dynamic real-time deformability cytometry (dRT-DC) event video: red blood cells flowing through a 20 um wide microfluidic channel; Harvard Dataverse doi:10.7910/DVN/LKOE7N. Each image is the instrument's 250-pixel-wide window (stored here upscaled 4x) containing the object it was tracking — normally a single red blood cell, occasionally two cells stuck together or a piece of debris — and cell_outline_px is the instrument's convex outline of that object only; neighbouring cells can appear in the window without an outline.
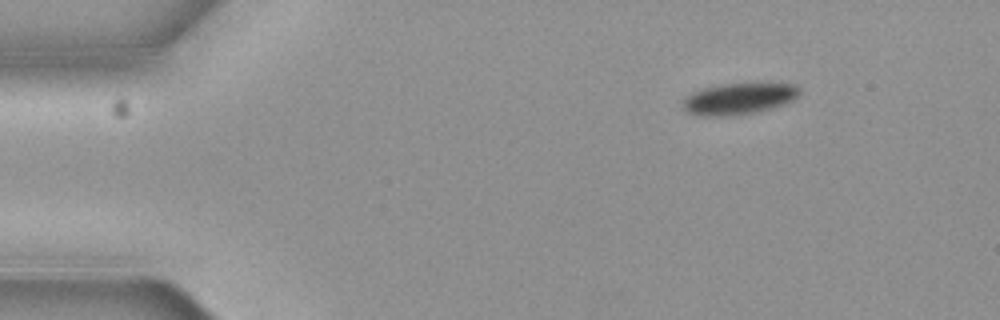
{"species": "common noctule bat (a hibernating species)", "species_latin": "Nyctalus noctula", "temperature_condition": "cold", "stored_images_in_passage": 5, "camera_frame_rate_fps": 3000, "um_per_image_px": 0.085, "animal": {"sex": "female", "body_mass_g": 19.3, "forearm_length_mm": 54.1}, "frame": {"image": 1, "passage_image": 1, "time_ms": 0.0, "image_size_px": [1000, 320], "cell_outline_px": [[800, 96], [784, 104], [772, 108], [756, 112], [728, 116], [704, 116], [688, 112], [680, 104], [680, 100], [684, 96], [700, 88], [724, 84], [760, 80], [796, 84], [800, 88]], "centroid_in_image_um": [62.84, 8.33], "position_along_channel_um": 22.2, "area_um2": 22.54}}
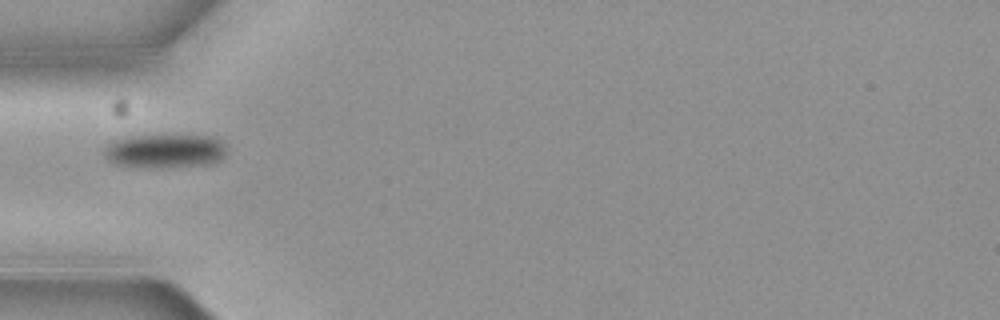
{"frame": {"image": 2, "passage_image": 4, "time_ms": 1.0, "image_size_px": [1000, 320], "cell_outline_px": [[228, 148], [224, 156], [216, 160], [204, 164], [116, 164], [108, 160], [104, 152], [104, 148], [112, 140], [124, 136], [216, 136]], "centroid_in_image_um": [14.03, 12.75], "position_along_channel_um": 71.0, "area_um2": 22.72}}
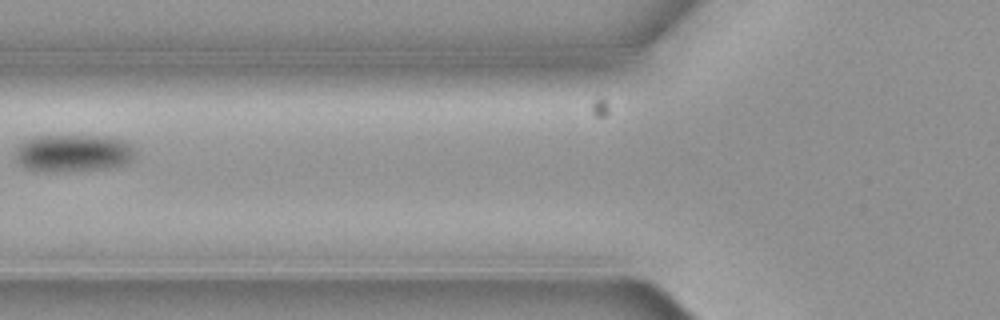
{"frame": {"image": 3, "passage_image": 5, "time_ms": 1.333, "image_size_px": [1000, 320], "cell_outline_px": [[136, 152], [128, 164], [108, 168], [64, 172], [36, 172], [20, 164], [16, 160], [12, 152], [24, 140], [32, 136], [100, 136], [124, 140]], "centroid_in_image_um": [6.16, 13.03], "position_along_channel_um": 119.6, "area_um2": 26.53}}